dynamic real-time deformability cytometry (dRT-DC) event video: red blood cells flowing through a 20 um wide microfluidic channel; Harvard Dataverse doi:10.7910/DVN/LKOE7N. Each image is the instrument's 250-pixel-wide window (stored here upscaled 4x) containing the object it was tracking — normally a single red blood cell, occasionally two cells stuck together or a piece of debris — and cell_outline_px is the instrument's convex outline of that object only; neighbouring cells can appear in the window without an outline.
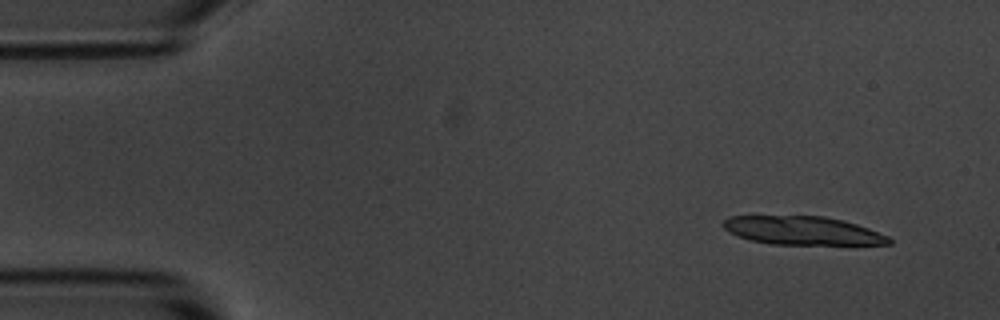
{"species": "common noctule bat (a hibernating species)", "species_latin": "Nyctalus noctula", "temperature_condition": "room temperature", "stored_images_in_passage": 3, "camera_frame_rate_fps": 3000, "um_per_image_px": 0.085, "animal": {"sex": "male", "body_mass_g": 20.1, "forearm_length_mm": 53.5}, "frame": {"image": 1, "passage_image": 1, "time_ms": 0.0, "image_size_px": [1000, 320], "cell_outline_px": [[892, 244], [772, 244], [748, 240], [736, 236], [728, 232], [720, 224], [728, 216], [824, 216], [844, 220], [868, 228], [888, 236], [892, 240]], "centroid_in_image_um": [68.16, 19.59], "position_along_channel_um": 16.8, "area_um2": 27.57}}